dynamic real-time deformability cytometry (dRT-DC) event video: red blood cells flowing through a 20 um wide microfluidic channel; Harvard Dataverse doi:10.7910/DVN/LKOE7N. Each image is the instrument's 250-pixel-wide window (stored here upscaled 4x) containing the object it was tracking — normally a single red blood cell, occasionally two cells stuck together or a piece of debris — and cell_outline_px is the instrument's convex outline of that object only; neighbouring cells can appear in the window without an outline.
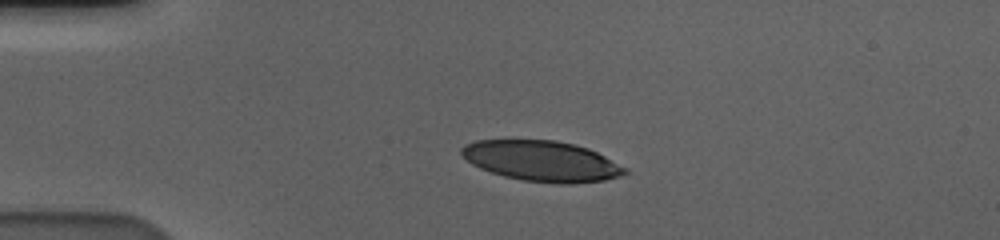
{"species": "human", "species_latin": "Homo sapiens", "temperature_condition": "cold", "stored_images_in_passage": 45, "camera_frame_rate_fps": 3000, "um_per_image_px": 0.085, "donor": {"sex": "male"}, "frame": {"image": 1, "passage_image": 1, "time_ms": 0.0, "image_size_px": [1000, 240], "cell_outline_px": [[628, 172], [620, 176], [604, 180], [572, 184], [560, 184], [524, 180], [504, 176], [480, 168], [472, 164], [460, 152], [460, 148], [464, 144], [476, 140], [556, 140], [576, 144], [588, 148], [628, 168]], "centroid_in_image_um": [46.07, 13.68], "position_along_channel_um": 38.9, "area_um2": 38.55}}
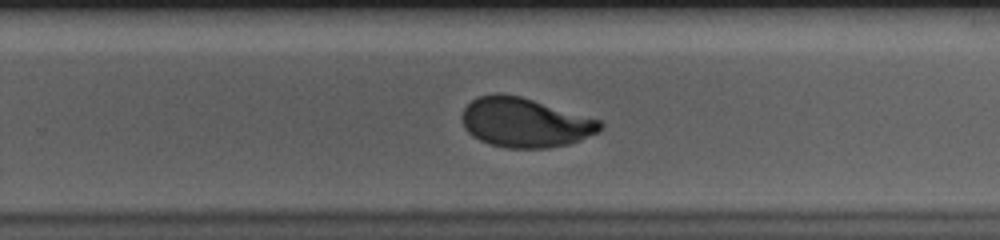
{"frame": {"image": 2, "passage_image": 25, "time_ms": 8.0, "image_size_px": [1000, 240], "cell_outline_px": [[604, 128], [600, 132], [580, 140], [568, 144], [548, 148], [504, 148], [488, 144], [472, 136], [464, 128], [460, 116], [464, 108], [472, 100], [480, 96], [496, 92], [500, 92], [520, 96], [600, 120], [604, 124]], "centroid_in_image_um": [44.6, 10.42], "position_along_channel_um": 285.2, "area_um2": 40.11}}
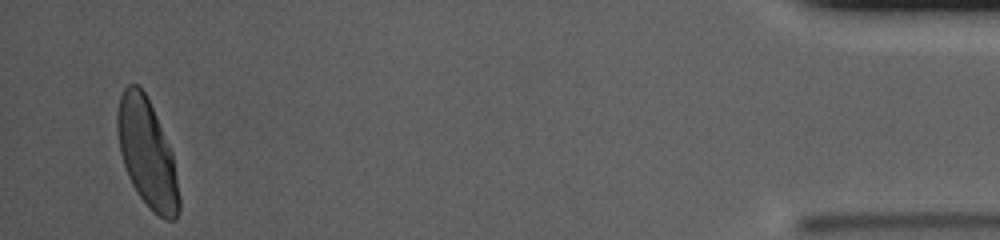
{"frame": {"image": 3, "passage_image": 43, "time_ms": 14.0, "image_size_px": [1000, 240], "cell_outline_px": [[180, 212], [176, 220], [164, 220], [140, 196], [132, 184], [128, 176], [120, 152], [116, 128], [116, 112], [120, 96], [124, 88], [128, 84], [136, 84], [144, 92], [152, 108], [172, 152], [180, 200]], "centroid_in_image_um": [12.49, 13.03], "position_along_channel_um": 422.7, "area_um2": 38.26}, "authors_computed_cell_mechanics": {"area_um2": 40.1132, "velocity_mm_per_s": 3.5753, "shape_relaxation_time_tau1_ms": 3.2206, "shape_relaxation_time_tau2_ms": null, "deformation_change_tau1": 0.1687, "deformation_change_tau2": null}}